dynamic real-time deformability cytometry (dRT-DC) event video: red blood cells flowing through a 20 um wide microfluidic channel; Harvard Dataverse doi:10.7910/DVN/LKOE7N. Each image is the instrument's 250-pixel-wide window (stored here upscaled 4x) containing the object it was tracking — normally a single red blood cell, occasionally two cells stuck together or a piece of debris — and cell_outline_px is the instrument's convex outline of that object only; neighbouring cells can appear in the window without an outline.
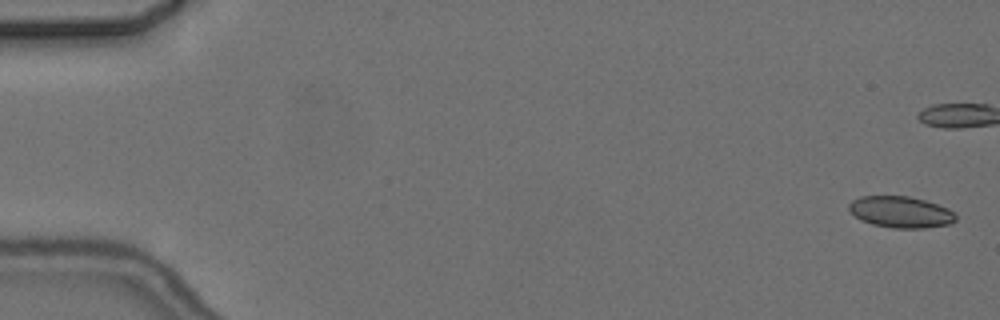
{"species": "common noctule bat (a hibernating species)", "species_latin": "Nyctalus noctula", "temperature_condition": "cold", "stored_images_in_passage": 9, "camera_frame_rate_fps": 3000, "um_per_image_px": 0.085, "animal": {"sex": "female", "body_mass_g": 24.6, "forearm_length_mm": 56.2}, "frame": {"image": 1, "passage_image": 1, "time_ms": 0.0, "image_size_px": [1000, 320], "cell_outline_px": [[956, 220], [952, 224], [924, 228], [892, 228], [872, 224], [860, 220], [848, 208], [848, 204], [852, 200], [860, 196], [908, 196], [924, 200], [948, 208], [956, 216]], "centroid_in_image_um": [76.56, 18.03], "position_along_channel_um": 8.4, "area_um2": 19.54}}